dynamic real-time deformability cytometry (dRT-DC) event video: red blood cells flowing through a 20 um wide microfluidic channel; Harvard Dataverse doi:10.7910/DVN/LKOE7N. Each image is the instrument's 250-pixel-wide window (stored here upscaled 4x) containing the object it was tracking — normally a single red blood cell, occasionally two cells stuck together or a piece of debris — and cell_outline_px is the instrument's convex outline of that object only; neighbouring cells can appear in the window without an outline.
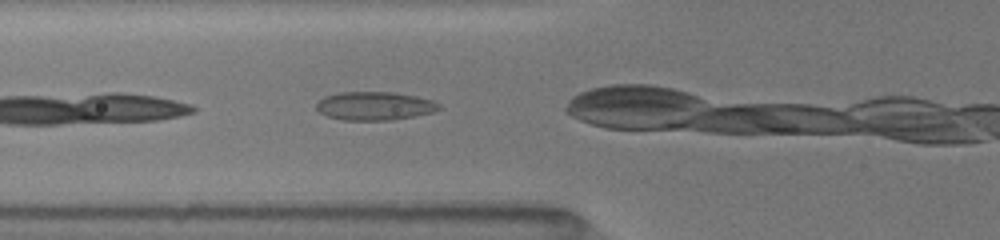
{"species": "common noctule bat (a hibernating species)", "species_latin": "Nyctalus noctula", "temperature_condition": "room temperature", "stored_images_in_passage": 15, "camera_frame_rate_fps": 3000, "um_per_image_px": 0.085, "animal": {"sex": "female", "body_mass_g": 19.5, "forearm_length_mm": 54.1}, "frame": {"image": 1, "passage_image": 4, "time_ms": 0.667, "image_size_px": [1000, 240], "cell_outline_px": [[440, 108], [432, 112], [412, 116], [388, 120], [344, 120], [328, 116], [320, 112], [316, 108], [316, 104], [324, 96], [340, 92], [392, 92], [416, 96], [432, 100], [440, 104]], "centroid_in_image_um": [31.82, 8.99], "position_along_channel_um": 94.0, "area_um2": 20.11}}